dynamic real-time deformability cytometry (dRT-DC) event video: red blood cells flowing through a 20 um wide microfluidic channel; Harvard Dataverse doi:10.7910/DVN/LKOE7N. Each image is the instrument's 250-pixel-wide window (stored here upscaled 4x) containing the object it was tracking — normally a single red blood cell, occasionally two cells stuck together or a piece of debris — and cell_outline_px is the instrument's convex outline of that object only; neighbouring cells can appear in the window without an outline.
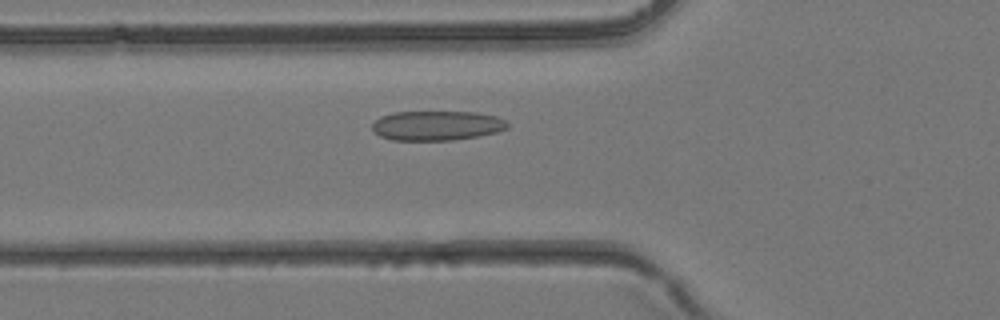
{"species": "common noctule bat (a hibernating species)", "species_latin": "Nyctalus noctula", "temperature_condition": "room temperature", "stored_images_in_passage": 21, "camera_frame_rate_fps": 3000, "um_per_image_px": 0.085, "animal": {"sex": "female", "body_mass_g": 24.6, "forearm_length_mm": 56.2}, "frame": {"image": 1, "passage_image": 4, "time_ms": 1.0, "image_size_px": [1000, 320], "cell_outline_px": [[508, 128], [496, 132], [480, 136], [452, 140], [392, 140], [380, 136], [372, 128], [372, 124], [380, 116], [392, 112], [476, 112], [496, 116], [504, 120], [508, 124]], "centroid_in_image_um": [37.13, 10.67], "position_along_channel_um": 88.7, "area_um2": 23.35}}
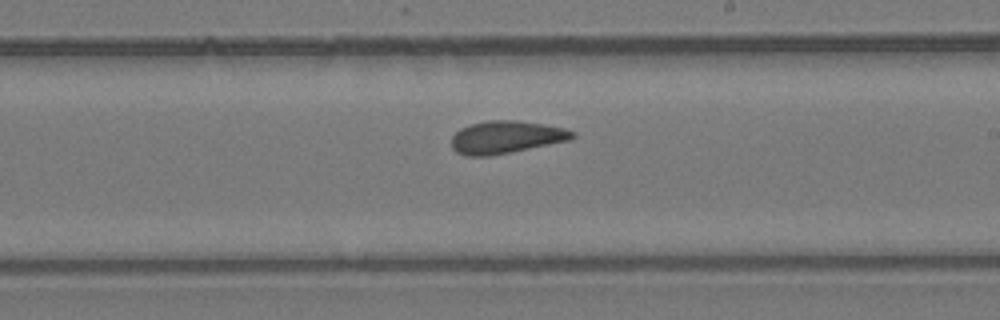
{"frame": {"image": 2, "passage_image": 13, "time_ms": 4.0, "image_size_px": [1000, 320], "cell_outline_px": [[576, 136], [568, 140], [488, 156], [464, 156], [456, 152], [452, 148], [452, 136], [460, 128], [472, 124], [488, 120], [516, 120], [544, 124], [564, 128], [576, 132]], "centroid_in_image_um": [42.98, 11.65], "position_along_channel_um": 246.0, "area_um2": 22.72}}
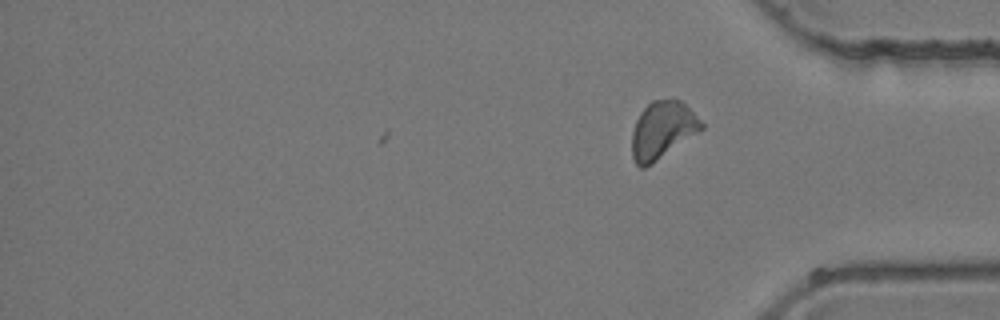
{"frame": {"image": 3, "passage_image": 21, "time_ms": 6.667, "image_size_px": [1000, 320], "cell_outline_px": [[704, 128], [652, 164], [644, 168], [640, 168], [636, 164], [632, 156], [632, 132], [636, 120], [640, 112], [652, 100], [680, 100], [704, 124]], "centroid_in_image_um": [56.28, 11.07], "position_along_channel_um": 378.9, "area_um2": 22.89}}